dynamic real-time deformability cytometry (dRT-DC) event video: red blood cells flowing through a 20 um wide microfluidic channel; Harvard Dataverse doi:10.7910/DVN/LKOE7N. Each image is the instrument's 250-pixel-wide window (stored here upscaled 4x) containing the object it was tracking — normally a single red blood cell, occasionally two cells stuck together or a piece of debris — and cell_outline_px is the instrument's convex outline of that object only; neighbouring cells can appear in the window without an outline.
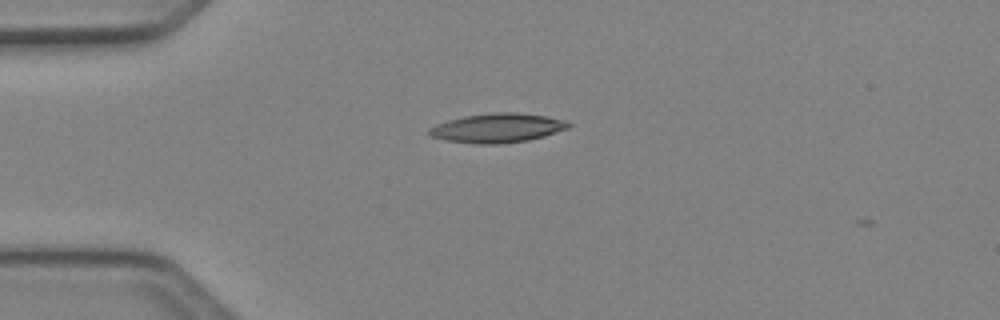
{"species": "Egyptian fruit bat (a non-hibernating species)", "species_latin": "Rousettus aegyptiacus", "temperature_condition": "cold", "stored_images_in_passage": 3, "camera_frame_rate_fps": 3000, "um_per_image_px": 0.085, "animal": {"sex": "female"}, "frame": {"image": 1, "passage_image": 1, "time_ms": 0.0, "image_size_px": [1000, 320], "cell_outline_px": [[572, 124], [568, 128], [544, 136], [528, 140], [500, 144], [476, 144], [448, 140], [432, 136], [428, 132], [428, 128], [436, 124], [448, 120], [464, 116], [496, 112], [516, 112], [544, 116], [568, 120]], "centroid_in_image_um": [42.3, 10.87], "position_along_channel_um": 42.7, "area_um2": 23.64}}